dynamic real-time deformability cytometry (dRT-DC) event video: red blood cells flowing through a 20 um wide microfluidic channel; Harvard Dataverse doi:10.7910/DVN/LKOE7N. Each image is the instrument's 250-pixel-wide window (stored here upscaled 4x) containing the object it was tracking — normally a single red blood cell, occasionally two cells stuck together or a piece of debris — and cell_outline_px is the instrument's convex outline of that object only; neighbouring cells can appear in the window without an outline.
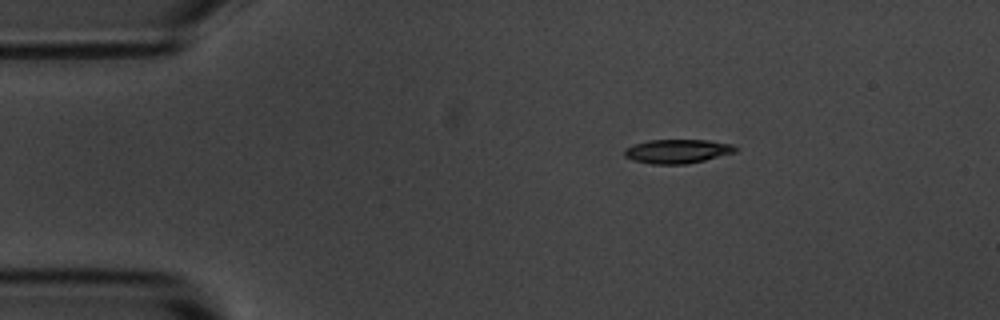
{"species": "common noctule bat (a hibernating species)", "species_latin": "Nyctalus noctula", "temperature_condition": "room temperature", "stored_images_in_passage": 3, "camera_frame_rate_fps": 3000, "um_per_image_px": 0.085, "animal": {"sex": "male", "body_mass_g": 20.1, "forearm_length_mm": 53.5}, "frame": {"image": 1, "passage_image": 3, "time_ms": 2.333, "image_size_px": [1000, 320], "cell_outline_px": [[736, 152], [704, 160], [684, 164], [652, 164], [632, 160], [624, 156], [624, 148], [648, 140], [708, 140], [732, 144], [736, 148]], "centroid_in_image_um": [57.55, 12.86], "position_along_channel_um": 27.4, "area_um2": 15.43}}